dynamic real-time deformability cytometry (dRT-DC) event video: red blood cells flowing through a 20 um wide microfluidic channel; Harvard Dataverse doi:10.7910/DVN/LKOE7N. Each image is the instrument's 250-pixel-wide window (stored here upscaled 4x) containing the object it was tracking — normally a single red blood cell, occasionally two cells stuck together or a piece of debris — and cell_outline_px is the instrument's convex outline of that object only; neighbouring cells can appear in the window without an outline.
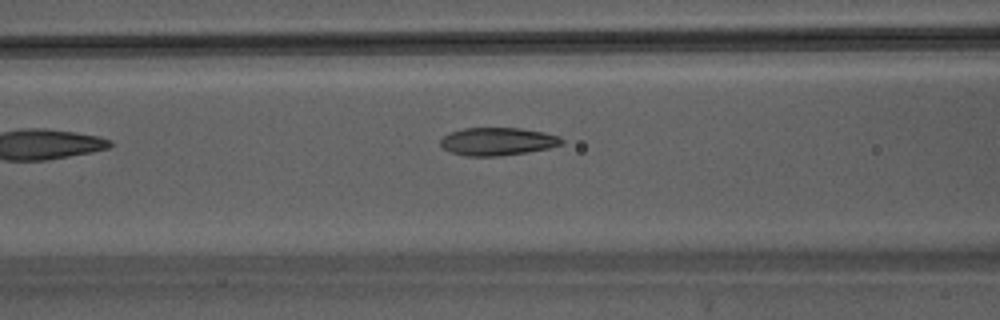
{"species": "Egyptian fruit bat (a non-hibernating species)", "species_latin": "Rousettus aegyptiacus", "temperature_condition": "warm", "stored_images_in_passage": 10, "camera_frame_rate_fps": 3000, "um_per_image_px": 0.085, "animal": {"sex": "male"}, "frame": {"image": 1, "passage_image": 4, "time_ms": 1.0, "image_size_px": [1000, 320], "cell_outline_px": [[564, 144], [548, 148], [524, 152], [496, 156], [464, 156], [452, 152], [444, 148], [440, 144], [440, 140], [444, 136], [452, 132], [464, 128], [520, 128], [544, 132], [560, 136], [564, 140]], "centroid_in_image_um": [42.32, 12.02], "position_along_channel_um": 124.3, "area_um2": 19.54}}
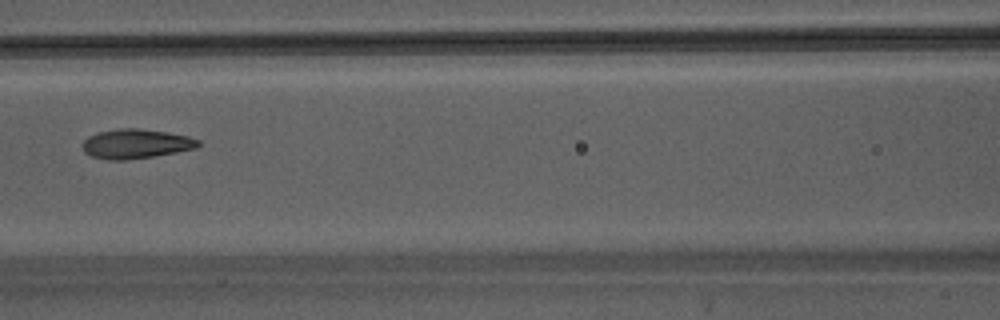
{"frame": {"image": 2, "passage_image": 6, "time_ms": 1.667, "image_size_px": [1000, 320], "cell_outline_px": [[200, 144], [196, 148], [176, 152], [152, 156], [124, 160], [108, 160], [92, 156], [84, 152], [80, 144], [88, 136], [96, 132], [116, 128], [140, 128], [188, 136], [200, 140]], "centroid_in_image_um": [11.5, 12.21], "position_along_channel_um": 155.1, "area_um2": 19.94}}